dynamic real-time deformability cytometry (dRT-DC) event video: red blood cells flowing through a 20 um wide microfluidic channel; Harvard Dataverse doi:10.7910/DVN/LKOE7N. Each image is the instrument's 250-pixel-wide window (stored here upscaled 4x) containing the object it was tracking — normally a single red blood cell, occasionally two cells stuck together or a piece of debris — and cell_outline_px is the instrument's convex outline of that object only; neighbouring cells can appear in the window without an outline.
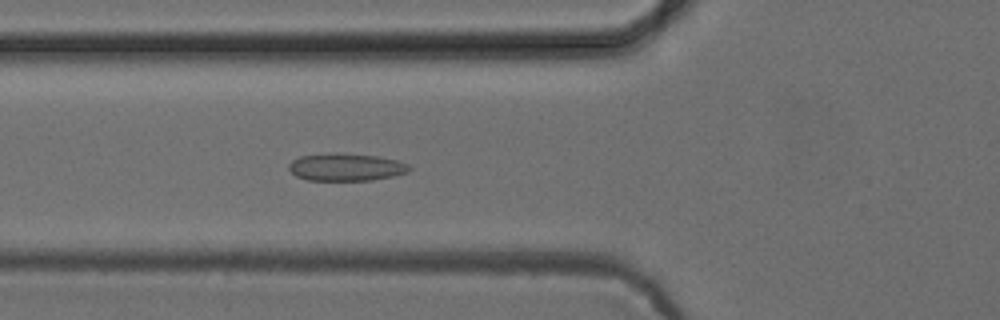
{"species": "common noctule bat (a hibernating species)", "species_latin": "Nyctalus noctula", "temperature_condition": "cold", "stored_images_in_passage": 53, "camera_frame_rate_fps": 3000, "um_per_image_px": 0.085, "animal": {"sex": "female", "body_mass_g": 24.6, "forearm_length_mm": 56.2}, "frame": {"image": 1, "passage_image": 20, "time_ms": 6.333, "image_size_px": [1000, 320], "cell_outline_px": [[412, 168], [408, 172], [392, 176], [372, 180], [308, 180], [296, 176], [288, 168], [288, 164], [292, 160], [300, 156], [336, 152], [376, 156], [396, 160], [408, 164]], "centroid_in_image_um": [29.4, 14.2], "position_along_channel_um": 96.4, "area_um2": 19.31}}
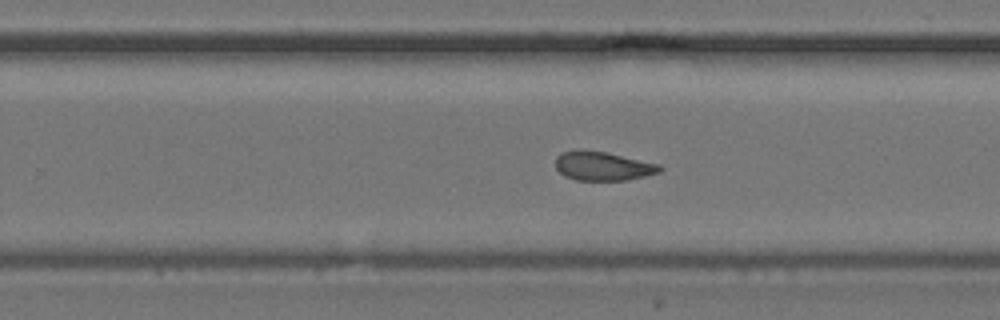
{"frame": {"image": 2, "passage_image": 34, "time_ms": 11.0, "image_size_px": [1000, 320], "cell_outline_px": [[664, 168], [660, 172], [628, 180], [576, 180], [564, 176], [556, 168], [556, 156], [560, 152], [584, 148], [608, 152], [660, 164]], "centroid_in_image_um": [51.23, 14.09], "position_along_channel_um": 278.6, "area_um2": 17.98}}
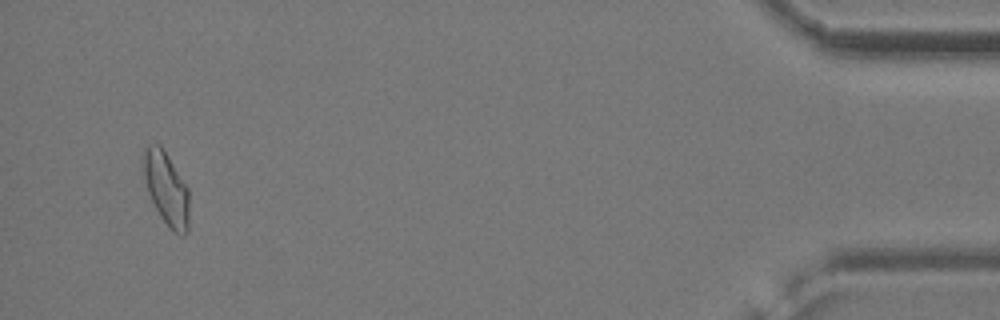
{"frame": {"image": 3, "passage_image": 51, "time_ms": 16.667, "image_size_px": [1000, 320], "cell_outline_px": [[188, 232], [184, 236], [180, 236], [172, 232], [160, 216], [148, 192], [140, 168], [144, 152], [148, 144], [160, 144], [168, 156], [188, 188]], "centroid_in_image_um": [14.11, 16.04], "position_along_channel_um": 421.1, "area_um2": 19.71}, "authors_computed_cell_mechanics": {"area_um2": 18.7272, "velocity_mm_per_s": 3.9008, "shape_relaxation_time_tau1_ms": null, "shape_relaxation_time_tau2_ms": 0.9388, "deformation_change_tau1": null, "deformation_change_tau2": 0.0651}}